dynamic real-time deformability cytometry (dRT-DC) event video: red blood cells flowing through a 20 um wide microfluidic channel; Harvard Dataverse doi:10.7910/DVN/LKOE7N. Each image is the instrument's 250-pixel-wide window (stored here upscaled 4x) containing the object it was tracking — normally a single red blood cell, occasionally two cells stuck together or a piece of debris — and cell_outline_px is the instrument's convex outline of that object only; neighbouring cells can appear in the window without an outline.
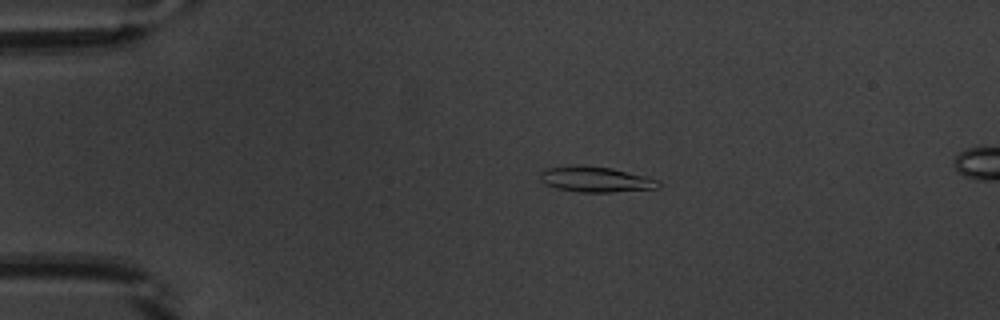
{"species": "common noctule bat (a hibernating species)", "species_latin": "Nyctalus noctula", "temperature_condition": "warm", "stored_images_in_passage": 44, "camera_frame_rate_fps": 3000, "um_per_image_px": 0.085, "animal": {"sex": "male", "body_mass_g": 20.1, "forearm_length_mm": 53.5}, "frame": {"image": 1, "passage_image": 3, "time_ms": 0.667, "image_size_px": [1000, 320], "cell_outline_px": [[660, 184], [656, 188], [612, 192], [580, 192], [556, 188], [544, 184], [540, 180], [540, 172], [544, 168], [572, 164], [580, 164], [612, 168], [660, 180]], "centroid_in_image_um": [50.55, 15.22], "position_along_channel_um": 34.4, "area_um2": 17.8}}
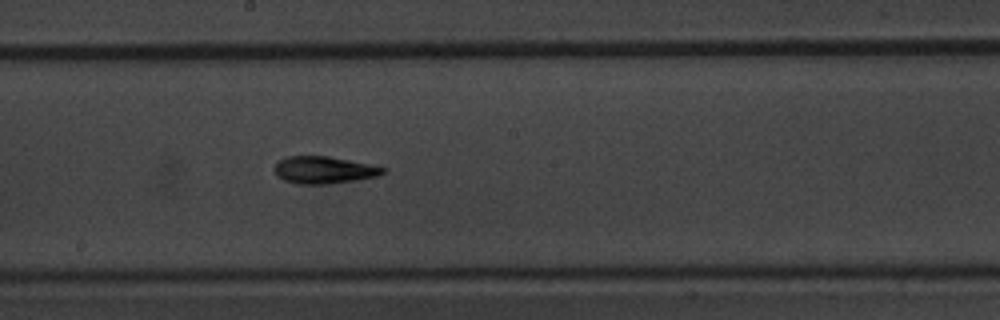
{"frame": {"image": 2, "passage_image": 21, "time_ms": 6.667, "image_size_px": [1000, 320], "cell_outline_px": [[388, 168], [380, 176], [356, 180], [328, 184], [300, 184], [284, 180], [276, 176], [272, 168], [280, 160], [288, 156], [328, 156]], "centroid_in_image_um": [27.52, 14.45], "position_along_channel_um": 220.7, "area_um2": 17.22}}
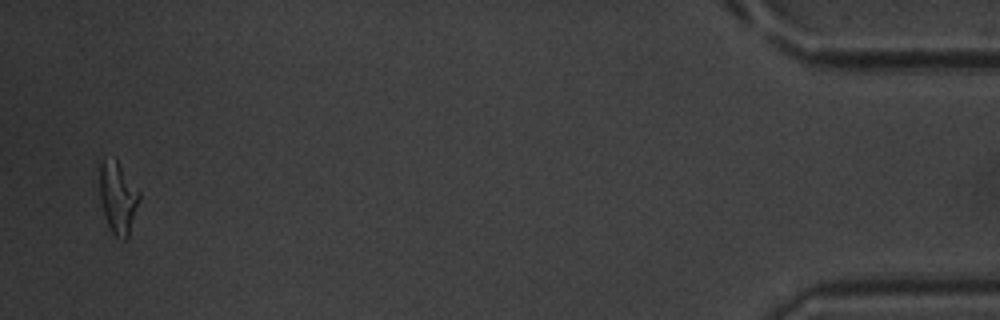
{"frame": {"image": 3, "passage_image": 43, "time_ms": 14.0, "image_size_px": [1000, 320], "cell_outline_px": [[140, 200], [128, 236], [124, 240], [120, 240], [112, 232], [104, 216], [100, 200], [100, 160], [104, 156], [116, 156], [140, 192]], "centroid_in_image_um": [10.02, 16.71], "position_along_channel_um": 425.2, "area_um2": 17.05}, "authors_computed_cell_mechanics": {"area_um2": 16.7909, "velocity_mm_per_s": 3.8896, "shape_relaxation_time_tau1_ms": 4.2913, "shape_relaxation_time_tau2_ms": 5.2728, "deformation_change_tau1": 0.1894, "deformation_change_tau2": 0.1559}}